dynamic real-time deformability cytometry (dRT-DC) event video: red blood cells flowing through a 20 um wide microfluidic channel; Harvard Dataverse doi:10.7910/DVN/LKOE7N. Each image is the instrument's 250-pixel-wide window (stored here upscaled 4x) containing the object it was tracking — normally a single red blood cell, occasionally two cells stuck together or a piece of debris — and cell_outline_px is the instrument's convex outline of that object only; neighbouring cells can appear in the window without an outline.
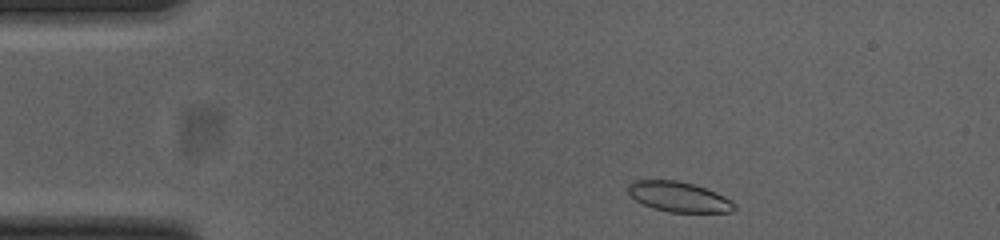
{"species": "common noctule bat (a hibernating species)", "species_latin": "Nyctalus noctula", "temperature_condition": "cold", "stored_images_in_passage": 46, "camera_frame_rate_fps": 3000, "um_per_image_px": 0.085, "animal": {"sex": "female", "body_mass_g": 23.0, "forearm_length_mm": 53.4}, "frame": {"image": 1, "passage_image": 2, "time_ms": 0.333, "image_size_px": [1000, 240], "cell_outline_px": [[736, 208], [732, 212], [672, 212], [656, 208], [644, 204], [636, 200], [628, 192], [628, 184], [632, 180], [676, 180], [692, 184], [704, 188], [724, 196], [732, 200], [736, 204]], "centroid_in_image_um": [57.71, 16.72], "position_along_channel_um": 27.3, "area_um2": 18.44}}
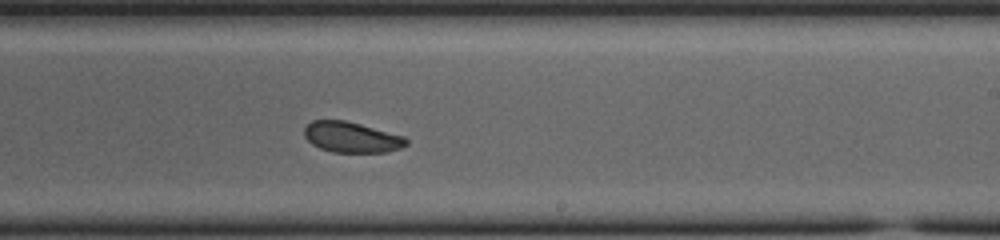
{"frame": {"image": 2, "passage_image": 25, "time_ms": 8.0, "image_size_px": [1000, 240], "cell_outline_px": [[408, 144], [400, 148], [388, 152], [332, 152], [320, 148], [312, 144], [304, 136], [304, 128], [312, 120], [344, 120], [360, 124], [404, 136], [408, 140]], "centroid_in_image_um": [29.88, 11.66], "position_along_channel_um": 259.1, "area_um2": 18.15}}
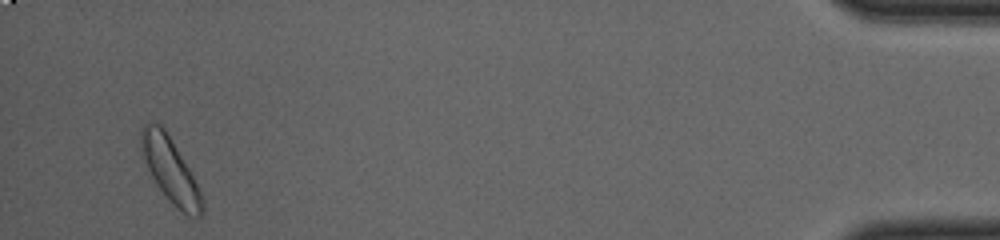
{"frame": {"image": 3, "passage_image": 44, "time_ms": 14.333, "image_size_px": [1000, 240], "cell_outline_px": [[204, 212], [200, 216], [188, 216], [156, 184], [148, 168], [144, 156], [140, 140], [140, 132], [144, 124], [160, 124], [164, 128], [188, 168], [204, 200]], "centroid_in_image_um": [14.49, 14.44], "position_along_channel_um": 420.7, "area_um2": 21.68}, "authors_computed_cell_mechanics": {"area_um2": 19.4497, "velocity_mm_per_s": 3.8335, "shape_relaxation_time_tau1_ms": 1.9913, "shape_relaxation_time_tau2_ms": 2.6788, "deformation_change_tau1": 0.0615, "deformation_change_tau2": 0.0562}}